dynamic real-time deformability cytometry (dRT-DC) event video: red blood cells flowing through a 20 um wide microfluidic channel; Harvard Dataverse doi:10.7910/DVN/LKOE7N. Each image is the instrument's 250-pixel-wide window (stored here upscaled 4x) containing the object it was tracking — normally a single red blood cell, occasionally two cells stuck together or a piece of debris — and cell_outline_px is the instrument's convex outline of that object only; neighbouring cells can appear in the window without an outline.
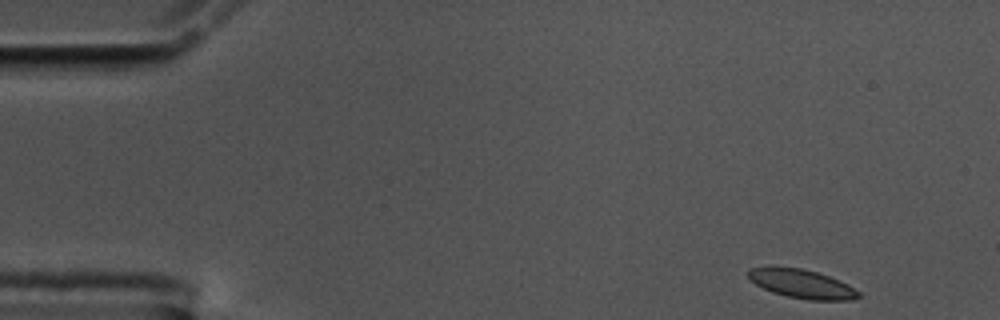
{"species": "common noctule bat (a hibernating species)", "species_latin": "Nyctalus noctula", "temperature_condition": "cold", "stored_images_in_passage": 54, "segment_of_instrument_passage": [1, 2], "camera_frame_rate_fps": 3000, "um_per_image_px": 0.085, "animal": {"sex": "male", "body_mass_g": 17.5, "forearm_length_mm": 52.3}, "frame": {"image": 1, "passage_image": 1, "time_ms": 0.0, "image_size_px": [1000, 320], "cell_outline_px": [[860, 296], [852, 300], [808, 300], [788, 296], [772, 292], [756, 284], [744, 272], [748, 268], [768, 264], [772, 264], [800, 268], [816, 272], [840, 280], [848, 284], [860, 292]], "centroid_in_image_um": [68.08, 24.08], "position_along_channel_um": 16.9, "area_um2": 19.02}}
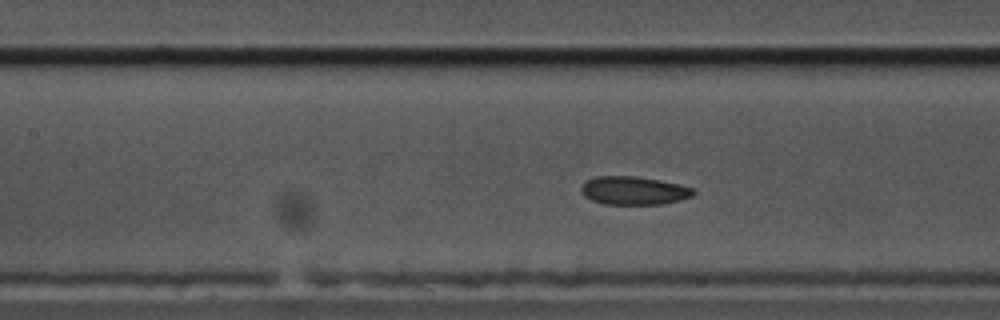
{"frame": {"image": 2, "passage_image": 21, "time_ms": 6.667, "image_size_px": [1000, 320], "cell_outline_px": [[696, 192], [692, 196], [680, 200], [664, 204], [604, 204], [592, 200], [584, 196], [580, 192], [580, 188], [588, 180], [596, 176], [636, 176], [660, 180], [680, 184], [696, 188]], "centroid_in_image_um": [53.91, 16.2], "position_along_channel_um": 153.5, "area_um2": 18.67}}
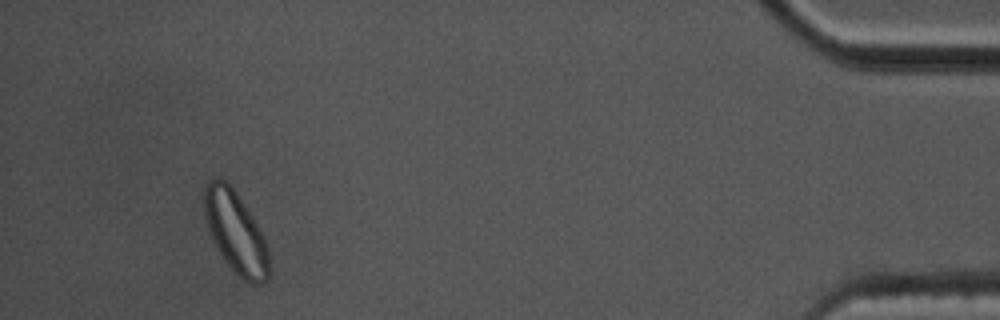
{"frame": {"image": 3, "passage_image": 49, "time_ms": 16.0, "image_size_px": [1000, 320], "cell_outline_px": [[268, 280], [260, 284], [252, 284], [244, 280], [228, 264], [212, 240], [208, 228], [204, 212], [204, 188], [208, 180], [224, 180], [232, 188], [244, 204], [252, 216], [268, 248]], "centroid_in_image_um": [20.02, 19.75], "position_along_channel_um": 415.2, "area_um2": 30.0}}